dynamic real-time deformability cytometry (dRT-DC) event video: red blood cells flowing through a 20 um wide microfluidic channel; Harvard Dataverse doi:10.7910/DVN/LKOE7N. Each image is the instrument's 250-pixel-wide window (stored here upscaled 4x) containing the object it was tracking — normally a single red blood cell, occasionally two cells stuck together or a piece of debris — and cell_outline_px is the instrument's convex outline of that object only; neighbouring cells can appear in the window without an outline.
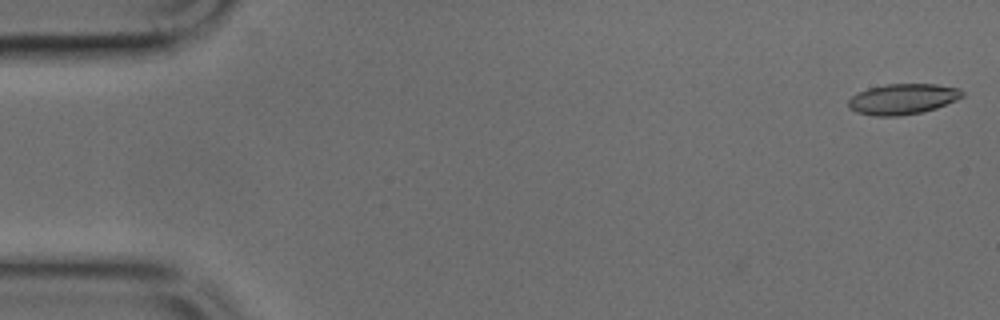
{"species": "common noctule bat (a hibernating species)", "species_latin": "Nyctalus noctula", "temperature_condition": "cold", "stored_images_in_passage": 48, "camera_frame_rate_fps": 3000, "um_per_image_px": 0.085, "animal": {"sex": "male", "body_mass_g": 17.9, "forearm_length_mm": 54.2}, "frame": {"image": 1, "passage_image": 1, "time_ms": 0.0, "image_size_px": [1000, 320], "cell_outline_px": [[964, 96], [956, 100], [936, 108], [920, 112], [896, 116], [872, 116], [856, 112], [848, 104], [848, 100], [852, 96], [868, 88], [884, 84], [936, 84], [960, 88], [964, 92]], "centroid_in_image_um": [76.75, 8.41], "position_along_channel_um": 8.2, "area_um2": 20.23}}
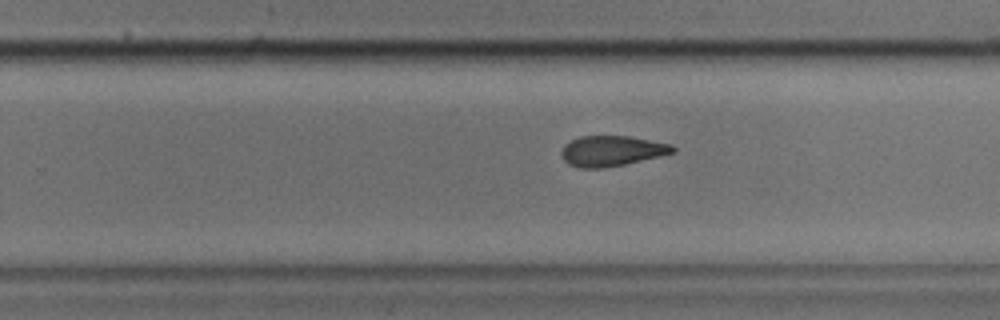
{"frame": {"image": 2, "passage_image": 30, "time_ms": 9.667, "image_size_px": [1000, 320], "cell_outline_px": [[676, 152], [660, 156], [624, 164], [604, 168], [580, 168], [568, 164], [564, 160], [560, 152], [564, 144], [580, 136], [628, 136], [672, 144], [676, 148]], "centroid_in_image_um": [51.99, 12.83], "position_along_channel_um": 277.8, "area_um2": 19.77}}
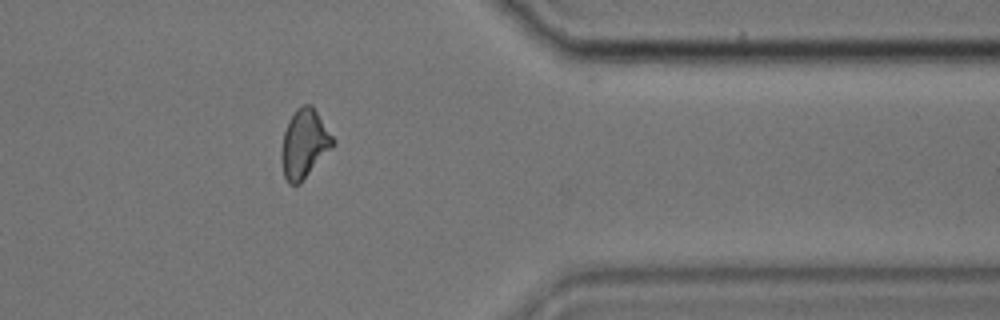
{"frame": {"image": 3, "passage_image": 39, "time_ms": 12.667, "image_size_px": [1000, 320], "cell_outline_px": [[336, 144], [300, 184], [288, 184], [284, 176], [280, 156], [284, 132], [288, 120], [296, 108], [304, 104], [312, 104], [336, 140]], "centroid_in_image_um": [25.88, 12.21], "position_along_channel_um": 385.5, "area_um2": 20.92}}